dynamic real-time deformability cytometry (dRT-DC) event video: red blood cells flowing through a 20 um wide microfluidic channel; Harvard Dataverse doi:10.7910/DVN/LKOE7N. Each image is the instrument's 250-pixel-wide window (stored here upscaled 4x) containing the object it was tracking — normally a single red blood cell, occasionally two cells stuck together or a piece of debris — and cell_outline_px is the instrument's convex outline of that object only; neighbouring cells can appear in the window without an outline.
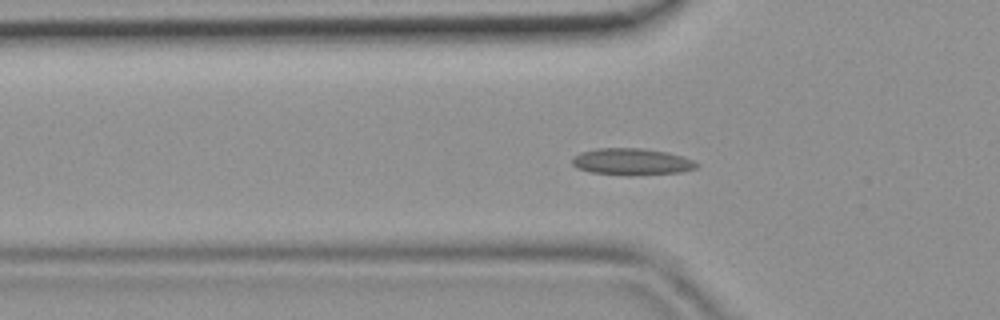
{"species": "common noctule bat (a hibernating species)", "species_latin": "Nyctalus noctula", "temperature_condition": "room temperature", "stored_images_in_passage": 40, "camera_frame_rate_fps": 3000, "um_per_image_px": 0.085, "animal": {"sex": "female", "body_mass_g": 19.9}, "frame": {"image": 1, "passage_image": 10, "time_ms": 3.0, "image_size_px": [1000, 320], "cell_outline_px": [[700, 164], [696, 168], [680, 172], [628, 176], [592, 172], [576, 168], [572, 164], [572, 160], [580, 152], [596, 148], [644, 148], [668, 152], [684, 156]], "centroid_in_image_um": [53.72, 13.74], "position_along_channel_um": 72.1, "area_um2": 19.54}}
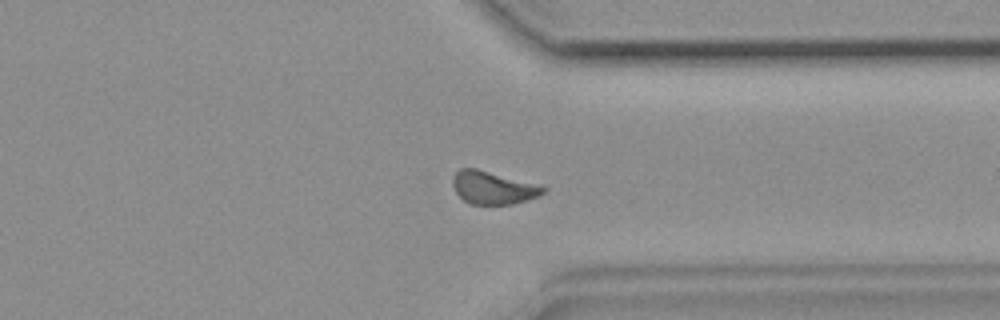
{"frame": {"image": 2, "passage_image": 30, "time_ms": 9.667, "image_size_px": [1000, 320], "cell_outline_px": [[548, 188], [540, 196], [528, 200], [512, 204], [468, 204], [456, 192], [452, 184], [452, 176], [460, 168], [476, 168], [544, 184]], "centroid_in_image_um": [41.98, 15.94], "position_along_channel_um": 369.4, "area_um2": 17.86}}
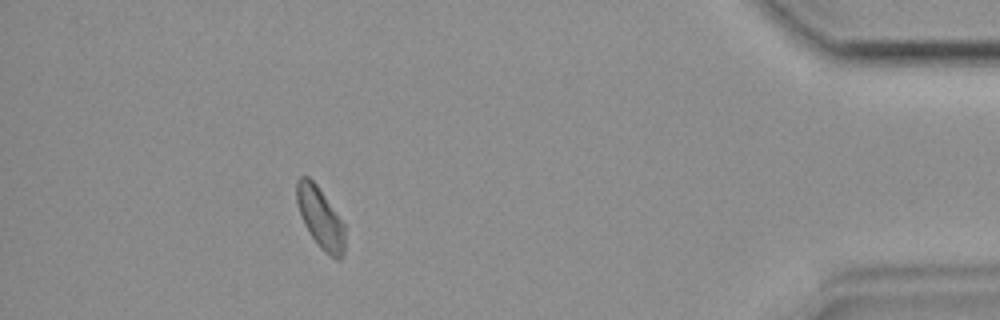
{"frame": {"image": 3, "passage_image": 36, "time_ms": 11.667, "image_size_px": [1000, 320], "cell_outline_px": [[344, 252], [340, 260], [336, 260], [320, 248], [304, 224], [296, 200], [296, 180], [300, 176], [308, 176], [316, 184], [344, 224]], "centroid_in_image_um": [27.22, 18.51], "position_along_channel_um": 408.0, "area_um2": 16.82}}